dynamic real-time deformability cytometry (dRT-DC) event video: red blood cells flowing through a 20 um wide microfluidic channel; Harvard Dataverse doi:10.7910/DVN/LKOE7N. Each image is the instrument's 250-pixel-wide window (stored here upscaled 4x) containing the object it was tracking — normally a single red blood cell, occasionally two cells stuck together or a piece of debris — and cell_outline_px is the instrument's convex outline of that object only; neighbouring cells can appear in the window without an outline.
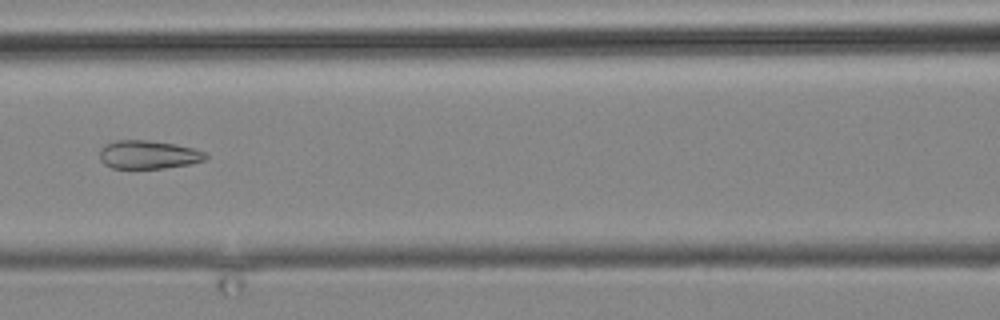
{"species": "common noctule bat (a hibernating species)", "species_latin": "Nyctalus noctula", "temperature_condition": "cold", "stored_images_in_passage": 9, "camera_frame_rate_fps": 3000, "um_per_image_px": 0.085, "animal": {"sex": "male", "body_mass_g": 19.2, "forearm_length_mm": 51.8}, "frame": {"image": 1, "passage_image": 7, "time_ms": 7.333, "image_size_px": [1000, 320], "cell_outline_px": [[208, 156], [204, 160], [192, 164], [164, 168], [112, 168], [104, 164], [100, 160], [100, 148], [104, 144], [116, 140], [148, 140], [172, 144], [192, 148], [204, 152]], "centroid_in_image_um": [12.57, 13.15], "position_along_channel_um": 154.0, "area_um2": 17.51}}
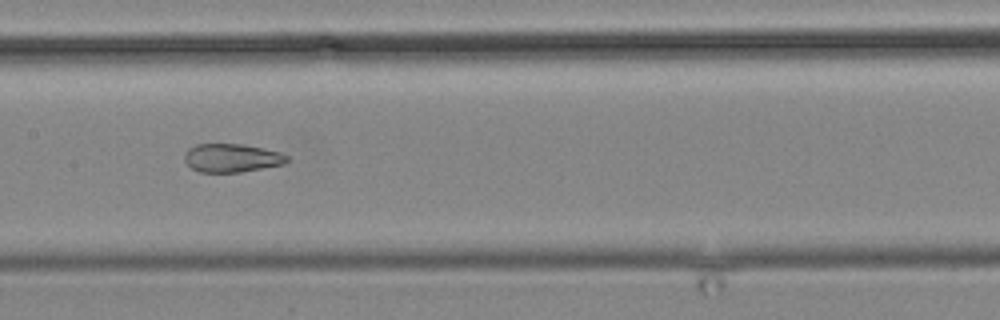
{"frame": {"image": 2, "passage_image": 8, "time_ms": 8.333, "image_size_px": [1000, 320], "cell_outline_px": [[288, 160], [284, 164], [240, 172], [200, 172], [192, 168], [184, 160], [184, 152], [188, 148], [196, 144], [244, 144], [264, 148], [280, 152], [288, 156]], "centroid_in_image_um": [19.68, 13.41], "position_along_channel_um": 187.7, "area_um2": 17.05}}
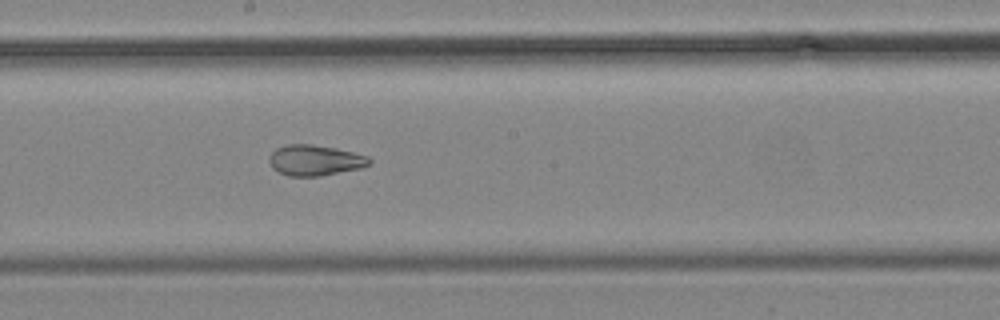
{"frame": {"image": 3, "passage_image": 9, "time_ms": 9.333, "image_size_px": [1000, 320], "cell_outline_px": [[372, 164], [360, 168], [320, 176], [288, 176], [272, 168], [268, 160], [268, 156], [276, 148], [288, 144], [312, 144], [336, 148], [368, 156], [372, 160]], "centroid_in_image_um": [26.77, 13.62], "position_along_channel_um": 221.4, "area_um2": 17.98}}